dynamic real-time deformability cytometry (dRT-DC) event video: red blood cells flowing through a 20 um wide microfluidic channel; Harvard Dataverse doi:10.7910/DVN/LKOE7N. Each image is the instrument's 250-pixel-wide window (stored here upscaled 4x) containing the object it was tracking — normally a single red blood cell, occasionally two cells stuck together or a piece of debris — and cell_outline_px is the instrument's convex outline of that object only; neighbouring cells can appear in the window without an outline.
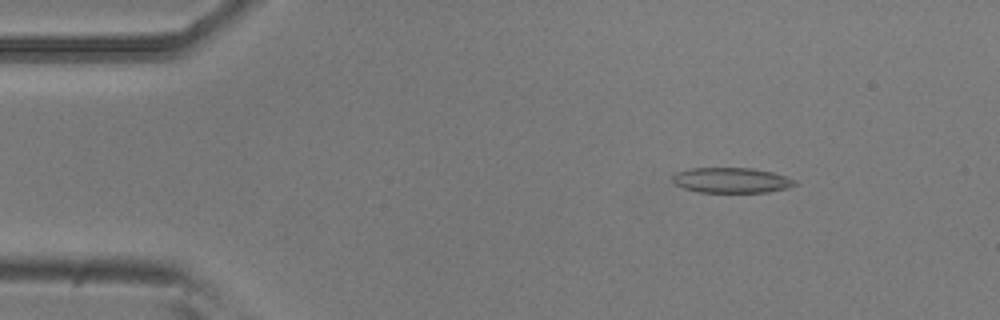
{"species": "common noctule bat (a hibernating species)", "species_latin": "Nyctalus noctula", "temperature_condition": "room temperature", "stored_images_in_passage": 14, "camera_frame_rate_fps": 3000, "um_per_image_px": 0.085, "animal": {"sex": "male", "body_mass_g": 20.5, "forearm_length_mm": 52.5}, "frame": {"image": 1, "passage_image": 6, "time_ms": 1.667, "image_size_px": [1000, 320], "cell_outline_px": [[800, 184], [788, 188], [768, 192], [700, 192], [684, 188], [676, 184], [672, 180], [672, 176], [676, 172], [688, 168], [752, 168], [772, 172], [796, 180]], "centroid_in_image_um": [62.19, 15.32], "position_along_channel_um": 22.8, "area_um2": 18.09}}
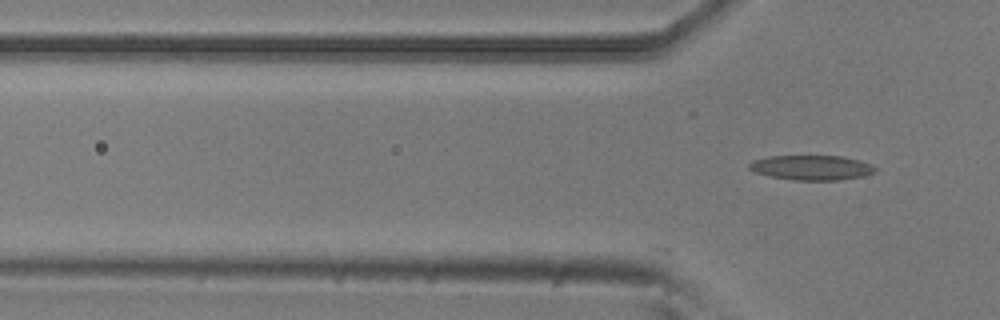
{"frame": {"image": 2, "passage_image": 14, "time_ms": 4.333, "image_size_px": [1000, 320], "cell_outline_px": [[880, 168], [876, 172], [860, 176], [840, 180], [792, 180], [772, 176], [756, 172], [748, 168], [748, 164], [752, 160], [768, 156], [844, 156], [860, 160], [872, 164]], "centroid_in_image_um": [69.03, 14.24], "position_along_channel_um": 56.8, "area_um2": 18.32}}